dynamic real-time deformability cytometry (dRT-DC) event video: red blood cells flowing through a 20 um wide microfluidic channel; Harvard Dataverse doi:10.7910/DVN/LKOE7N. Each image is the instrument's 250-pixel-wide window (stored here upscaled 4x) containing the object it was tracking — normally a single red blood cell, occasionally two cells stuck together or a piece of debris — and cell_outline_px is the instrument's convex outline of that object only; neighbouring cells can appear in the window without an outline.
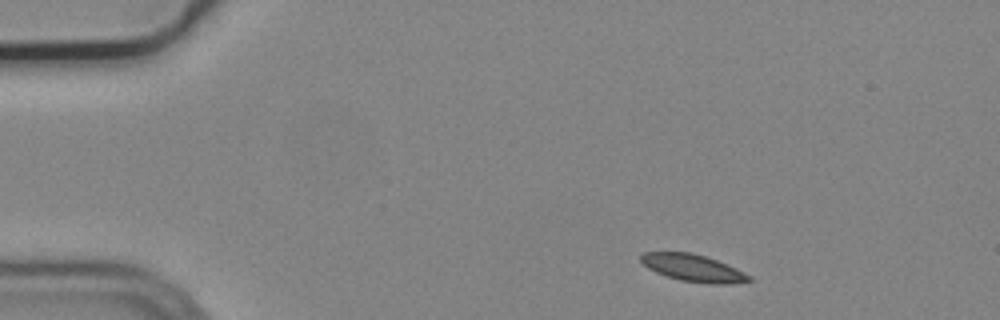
{"species": "common noctule bat (a hibernating species)", "species_latin": "Nyctalus noctula", "temperature_condition": "cold", "stored_images_in_passage": 4, "camera_frame_rate_fps": 3000, "um_per_image_px": 0.085, "animal": {"sex": "male", "body_mass_g": 19.2, "forearm_length_mm": 51.8}, "frame": {"image": 1, "passage_image": 1, "time_ms": 0.0, "image_size_px": [1000, 320], "cell_outline_px": [[752, 280], [732, 284], [712, 284], [680, 280], [656, 272], [648, 268], [640, 260], [640, 256], [644, 252], [692, 252], [716, 260], [736, 268], [752, 276]], "centroid_in_image_um": [58.93, 22.78], "position_along_channel_um": 26.1, "area_um2": 16.99}}
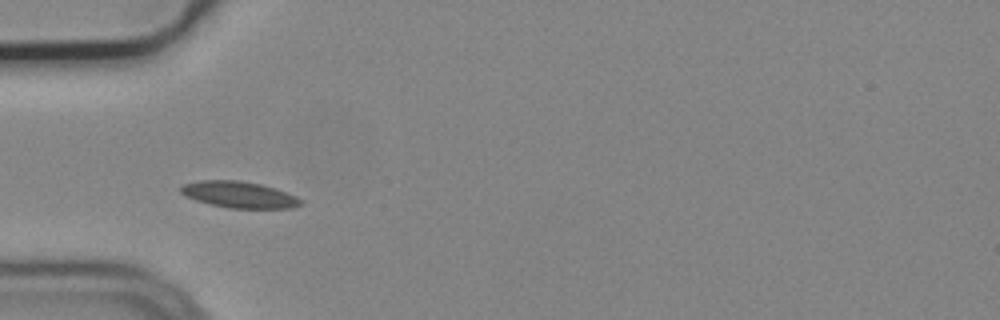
{"frame": {"image": 2, "passage_image": 3, "time_ms": 0.667, "image_size_px": [1000, 320], "cell_outline_px": [[304, 204], [292, 208], [228, 208], [208, 204], [184, 196], [180, 192], [180, 188], [184, 184], [200, 180], [240, 180], [260, 184], [276, 188], [296, 196], [304, 200]], "centroid_in_image_um": [20.35, 16.55], "position_along_channel_um": 64.7, "area_um2": 18.67}}
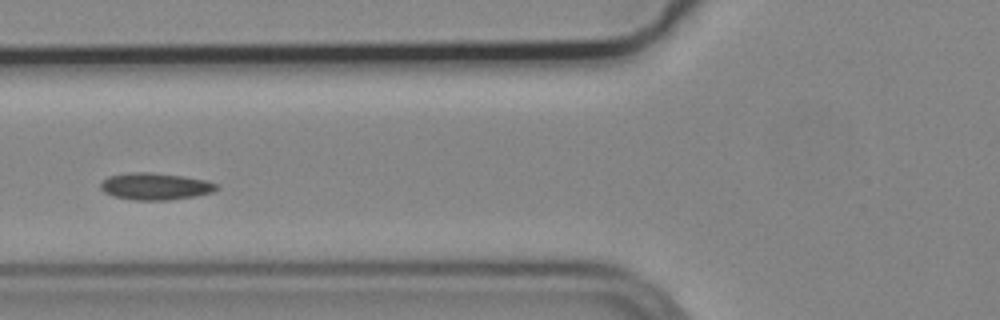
{"frame": {"image": 3, "passage_image": 4, "time_ms": 1.0, "image_size_px": [1000, 320], "cell_outline_px": [[216, 188], [212, 192], [196, 196], [168, 200], [132, 200], [112, 196], [104, 192], [100, 188], [100, 184], [108, 176], [128, 172], [152, 172], [184, 176], [204, 180], [216, 184]], "centroid_in_image_um": [13.14, 15.84], "position_along_channel_um": 112.7, "area_um2": 18.21}}